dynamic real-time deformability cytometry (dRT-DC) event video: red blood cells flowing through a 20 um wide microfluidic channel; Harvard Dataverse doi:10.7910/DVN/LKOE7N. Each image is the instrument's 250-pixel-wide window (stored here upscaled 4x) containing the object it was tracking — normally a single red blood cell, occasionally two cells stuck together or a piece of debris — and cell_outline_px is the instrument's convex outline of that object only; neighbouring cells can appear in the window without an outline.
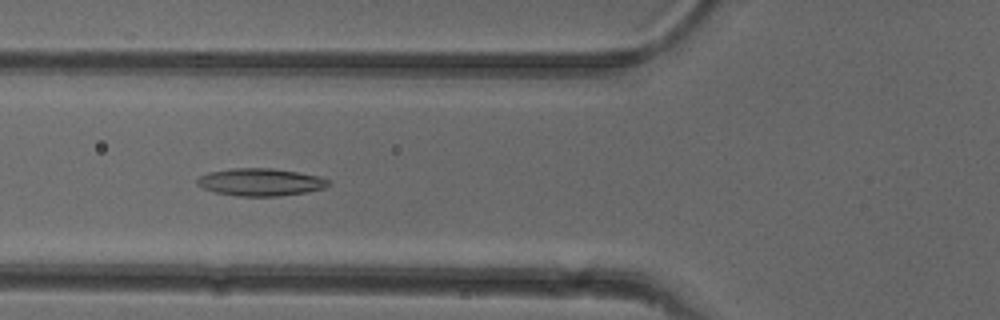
{"species": "common noctule bat (a hibernating species)", "species_latin": "Nyctalus noctula", "temperature_condition": "cold", "stored_images_in_passage": 43, "camera_frame_rate_fps": 3000, "um_per_image_px": 0.085, "animal": {"sex": "female"}, "frame": {"image": 1, "passage_image": 11, "time_ms": 3.333, "image_size_px": [1000, 320], "cell_outline_px": [[332, 184], [324, 188], [308, 192], [276, 196], [236, 196], [216, 192], [204, 188], [196, 184], [196, 180], [200, 176], [208, 172], [232, 168], [272, 168], [296, 172], [316, 176], [332, 180]], "centroid_in_image_um": [22.15, 15.48], "position_along_channel_um": 103.6, "area_um2": 21.04}}
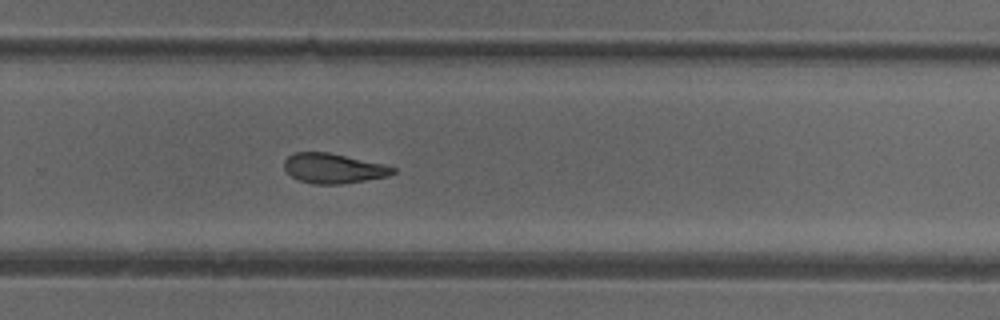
{"frame": {"image": 2, "passage_image": 26, "time_ms": 8.333, "image_size_px": [1000, 320], "cell_outline_px": [[396, 172], [388, 176], [340, 184], [316, 184], [300, 180], [292, 176], [284, 168], [284, 160], [288, 156], [296, 152], [328, 152], [384, 164], [396, 168]], "centroid_in_image_um": [28.35, 14.3], "position_along_channel_um": 301.5, "area_um2": 18.73}}
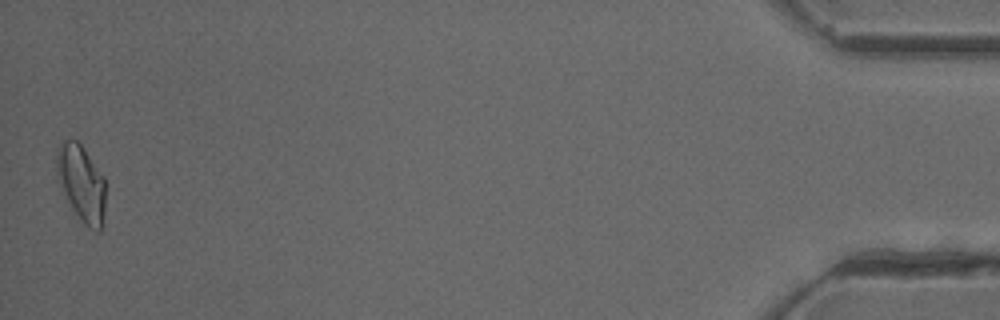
{"frame": {"image": 3, "passage_image": 43, "time_ms": 14.0, "image_size_px": [1000, 320], "cell_outline_px": [[104, 224], [100, 232], [96, 232], [84, 224], [80, 220], [68, 204], [60, 184], [56, 172], [56, 148], [60, 140], [76, 140], [80, 144], [104, 176]], "centroid_in_image_um": [6.9, 15.59], "position_along_channel_um": 428.3, "area_um2": 22.02}, "authors_computed_cell_mechanics": {"area_um2": 19.7676, "velocity_mm_per_s": 3.9538, "shape_relaxation_time_tau1_ms": null, "shape_relaxation_time_tau2_ms": 7.6262, "deformation_change_tau1": null, "deformation_change_tau2": 0.1721}}